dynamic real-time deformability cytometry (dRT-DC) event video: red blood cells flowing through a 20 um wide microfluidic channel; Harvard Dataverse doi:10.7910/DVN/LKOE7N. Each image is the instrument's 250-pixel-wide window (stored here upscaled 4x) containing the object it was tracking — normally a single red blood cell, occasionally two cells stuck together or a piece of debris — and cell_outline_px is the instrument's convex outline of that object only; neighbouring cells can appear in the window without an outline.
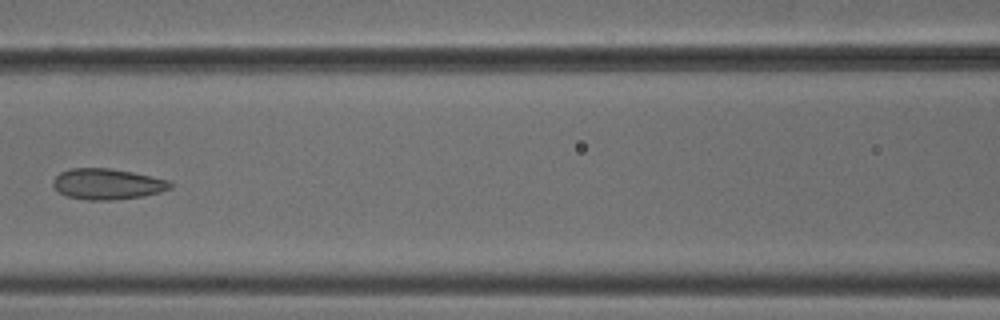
{"species": "common noctule bat (a hibernating species)", "species_latin": "Nyctalus noctula", "temperature_condition": "cold", "stored_images_in_passage": 8, "camera_frame_rate_fps": 3000, "um_per_image_px": 0.085, "animal": {"sex": "male", "body_mass_g": 18.8}, "frame": {"image": 1, "passage_image": 6, "time_ms": 1.667, "image_size_px": [1000, 320], "cell_outline_px": [[172, 188], [160, 192], [144, 196], [112, 200], [88, 200], [68, 196], [60, 192], [52, 184], [52, 180], [60, 172], [72, 168], [112, 168], [132, 172], [168, 180], [172, 184]], "centroid_in_image_um": [9.13, 15.64], "position_along_channel_um": 157.5, "area_um2": 20.98}}
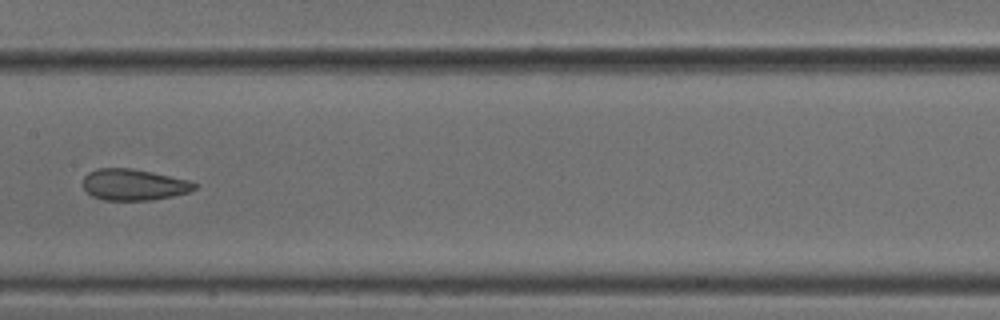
{"frame": {"image": 2, "passage_image": 7, "time_ms": 2.0, "image_size_px": [1000, 320], "cell_outline_px": [[200, 184], [196, 188], [188, 192], [172, 196], [152, 200], [104, 200], [92, 196], [84, 188], [84, 176], [88, 172], [96, 168], [132, 168], [152, 172], [188, 180]], "centroid_in_image_um": [11.38, 15.69], "position_along_channel_um": 196.0, "area_um2": 20.35}}
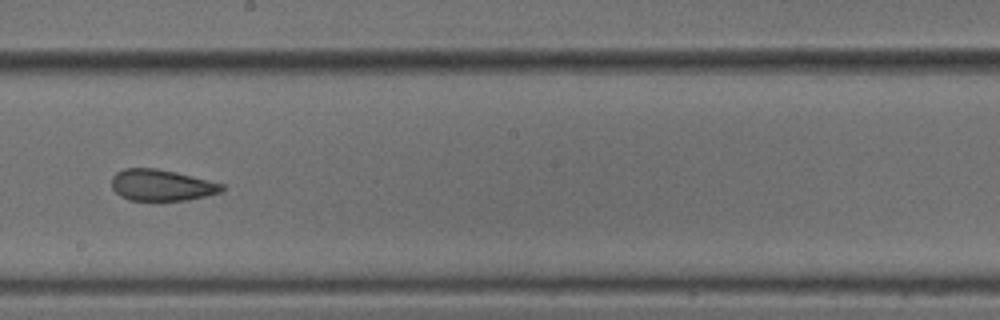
{"frame": {"image": 3, "passage_image": 8, "time_ms": 2.333, "image_size_px": [1000, 320], "cell_outline_px": [[224, 188], [220, 192], [188, 200], [128, 200], [120, 196], [112, 188], [112, 176], [116, 172], [124, 168], [156, 168], [176, 172], [224, 184]], "centroid_in_image_um": [13.7, 15.73], "position_along_channel_um": 234.5, "area_um2": 20.06}}